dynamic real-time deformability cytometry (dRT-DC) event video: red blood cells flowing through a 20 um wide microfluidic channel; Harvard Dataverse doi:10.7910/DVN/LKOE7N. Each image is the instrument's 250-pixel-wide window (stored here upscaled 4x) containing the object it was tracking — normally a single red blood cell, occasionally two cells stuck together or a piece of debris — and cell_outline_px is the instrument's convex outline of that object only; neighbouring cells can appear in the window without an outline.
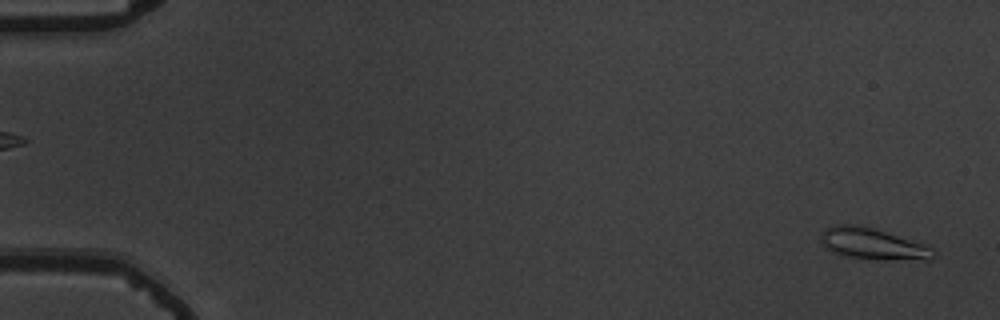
{"species": "common noctule bat (a hibernating species)", "species_latin": "Nyctalus noctula", "temperature_condition": "warm", "stored_images_in_passage": 56, "camera_frame_rate_fps": 3000, "um_per_image_px": 0.085, "animal": {"sex": "male", "body_mass_g": 19.5, "forearm_length_mm": 54.6}, "frame": {"image": 1, "passage_image": 2, "time_ms": 0.333, "image_size_px": [1000, 320], "cell_outline_px": [[936, 252], [932, 256], [924, 260], [884, 260], [848, 256], [832, 252], [820, 240], [820, 236], [824, 228], [836, 224], [852, 224], [872, 228], [924, 244], [932, 248]], "centroid_in_image_um": [74.16, 20.73], "position_along_channel_um": 10.8, "area_um2": 20.23}}
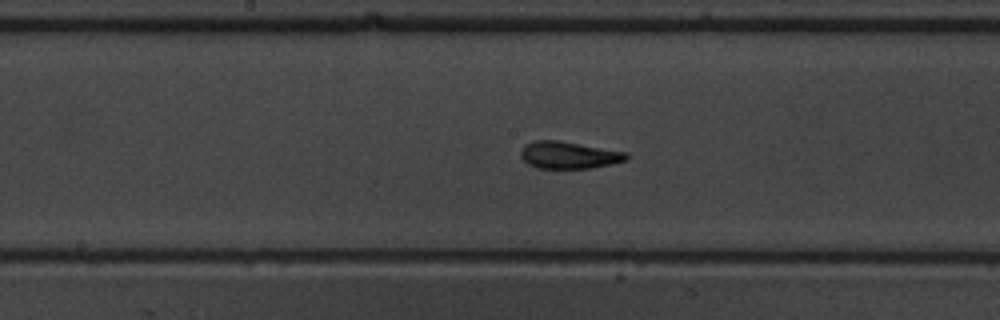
{"frame": {"image": 2, "passage_image": 30, "time_ms": 9.667, "image_size_px": [1000, 320], "cell_outline_px": [[628, 160], [612, 164], [592, 168], [536, 168], [528, 164], [520, 156], [520, 152], [524, 144], [532, 140], [560, 140], [628, 152]], "centroid_in_image_um": [48.35, 13.17], "position_along_channel_um": 199.8, "area_um2": 16.99}}
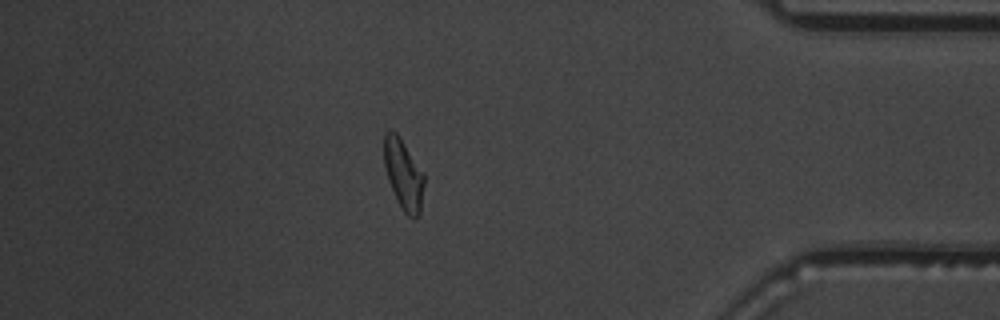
{"frame": {"image": 3, "passage_image": 49, "time_ms": 16.0, "image_size_px": [1000, 320], "cell_outline_px": [[424, 184], [420, 212], [412, 220], [404, 212], [396, 200], [388, 180], [384, 164], [384, 132], [388, 128], [392, 128], [400, 136], [424, 172]], "centroid_in_image_um": [34.28, 14.77], "position_along_channel_um": 400.9, "area_um2": 16.76}, "authors_computed_cell_mechanics": {"area_um2": 16.5597, "velocity_mm_per_s": 3.6838, "shape_relaxation_time_tau1_ms": 3.8563, "shape_relaxation_time_tau2_ms": 1.8135, "deformation_change_tau1": 0.1944, "deformation_change_tau2": 0.0753}}